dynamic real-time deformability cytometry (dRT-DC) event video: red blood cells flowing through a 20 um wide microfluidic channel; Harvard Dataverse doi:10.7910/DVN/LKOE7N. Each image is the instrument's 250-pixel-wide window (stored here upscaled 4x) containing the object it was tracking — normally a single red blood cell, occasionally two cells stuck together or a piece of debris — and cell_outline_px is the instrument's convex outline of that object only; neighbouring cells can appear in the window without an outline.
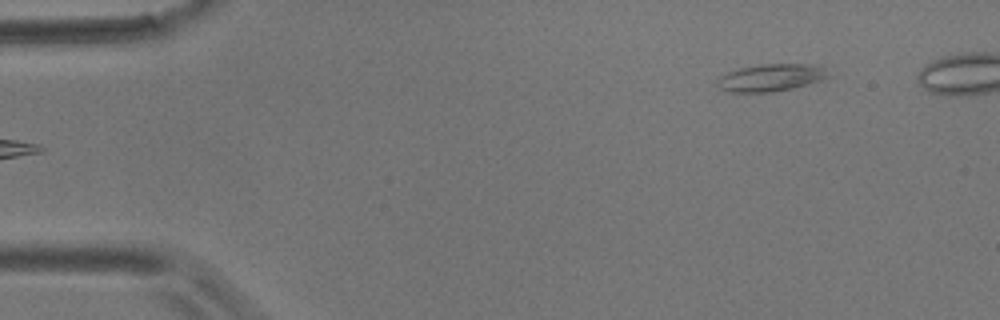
{"species": "common noctule bat (a hibernating species)", "species_latin": "Nyctalus noctula", "temperature_condition": "room temperature", "stored_images_in_passage": 6, "camera_frame_rate_fps": 3000, "um_per_image_px": 0.085, "animal": {"sex": "male", "body_mass_g": 17.9}, "frame": {"image": 1, "passage_image": 6, "time_ms": 5.667, "image_size_px": [1000, 320], "cell_outline_px": [[832, 76], [808, 84], [792, 88], [772, 92], [728, 92], [720, 88], [716, 84], [716, 80], [720, 76], [728, 72], [740, 68], [760, 64], [812, 64], [820, 68]], "centroid_in_image_um": [65.47, 6.6], "position_along_channel_um": 19.5, "area_um2": 17.51}}